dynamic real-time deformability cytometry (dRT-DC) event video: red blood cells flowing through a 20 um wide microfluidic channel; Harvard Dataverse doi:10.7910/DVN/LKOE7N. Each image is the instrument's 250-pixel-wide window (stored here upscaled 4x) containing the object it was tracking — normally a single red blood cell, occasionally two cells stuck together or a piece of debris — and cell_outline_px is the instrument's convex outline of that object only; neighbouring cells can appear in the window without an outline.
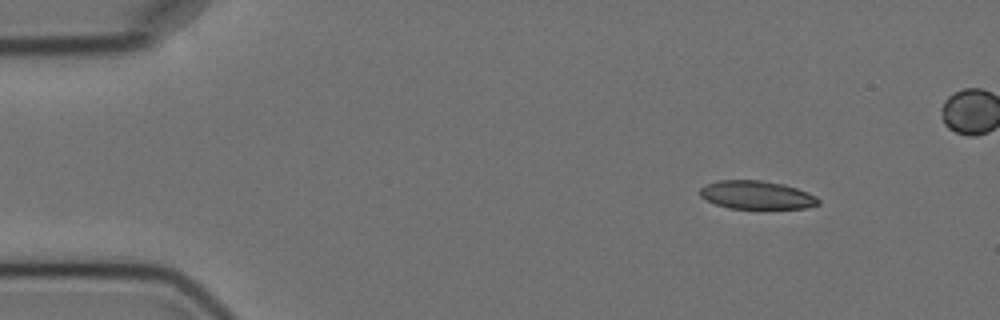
{"species": "Egyptian fruit bat (a non-hibernating species)", "species_latin": "Rousettus aegyptiacus", "temperature_condition": "cold", "stored_images_in_passage": 9, "camera_frame_rate_fps": 3000, "um_per_image_px": 0.085, "animal": {"sex": "female"}, "frame": {"image": 1, "passage_image": 1, "time_ms": 0.0, "image_size_px": [1000, 320], "cell_outline_px": [[820, 204], [808, 208], [728, 208], [716, 204], [700, 196], [700, 188], [704, 184], [716, 180], [760, 180], [784, 184], [808, 192], [816, 196], [820, 200]], "centroid_in_image_um": [64.32, 16.56], "position_along_channel_um": 20.7, "area_um2": 19.59}}
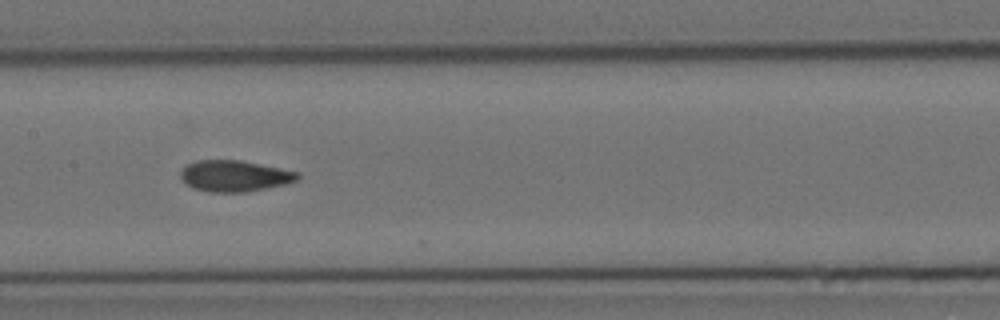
{"frame": {"image": 2, "passage_image": 7, "time_ms": 7.0, "image_size_px": [1000, 320], "cell_outline_px": [[300, 176], [296, 180], [288, 184], [244, 192], [212, 192], [192, 188], [180, 176], [180, 172], [188, 164], [196, 160], [240, 160], [300, 172]], "centroid_in_image_um": [19.96, 14.95], "position_along_channel_um": 187.4, "area_um2": 21.15}}
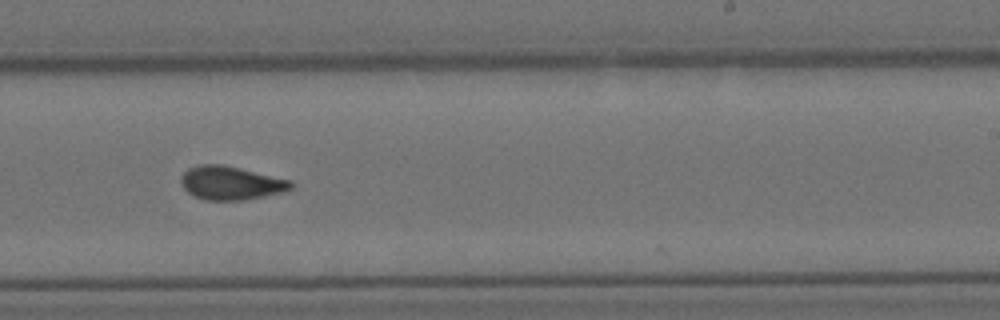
{"frame": {"image": 3, "passage_image": 9, "time_ms": 9.333, "image_size_px": [1000, 320], "cell_outline_px": [[296, 184], [292, 188], [280, 192], [264, 196], [244, 200], [204, 200], [188, 192], [184, 188], [180, 180], [184, 172], [188, 168], [200, 164], [224, 164], [292, 180]], "centroid_in_image_um": [19.64, 15.54], "position_along_channel_um": 269.4, "area_um2": 21.56}}